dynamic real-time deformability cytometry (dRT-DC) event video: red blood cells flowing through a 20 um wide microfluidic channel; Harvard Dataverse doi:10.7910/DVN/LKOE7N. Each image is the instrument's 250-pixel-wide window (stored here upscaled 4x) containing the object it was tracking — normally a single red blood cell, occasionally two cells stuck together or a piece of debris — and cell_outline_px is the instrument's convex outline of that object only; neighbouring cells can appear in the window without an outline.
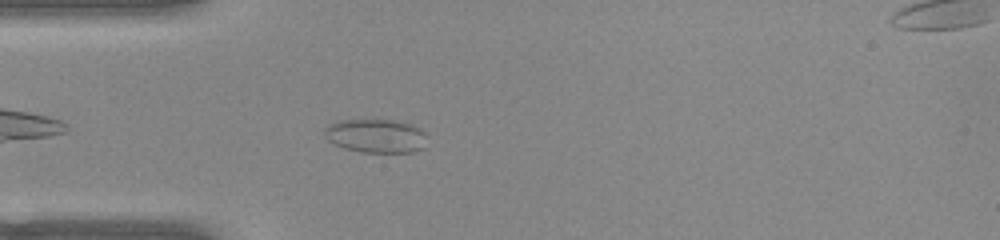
{"species": "common noctule bat (a hibernating species)", "species_latin": "Nyctalus noctula", "temperature_condition": "warm", "stored_images_in_passage": 41, "camera_frame_rate_fps": 3000, "um_per_image_px": 0.085, "animal": {"sex": "female", "body_mass_g": 22.0, "forearm_length_mm": 56.7}, "frame": {"image": 1, "passage_image": 4, "time_ms": 1.0, "image_size_px": [1000, 240], "cell_outline_px": [[428, 136], [424, 148], [412, 152], [360, 152], [344, 148], [328, 140], [324, 136], [324, 128], [328, 124], [336, 120], [392, 120], [412, 124], [424, 132]], "centroid_in_image_um": [31.95, 11.55], "position_along_channel_um": 53.0, "area_um2": 20.35}}
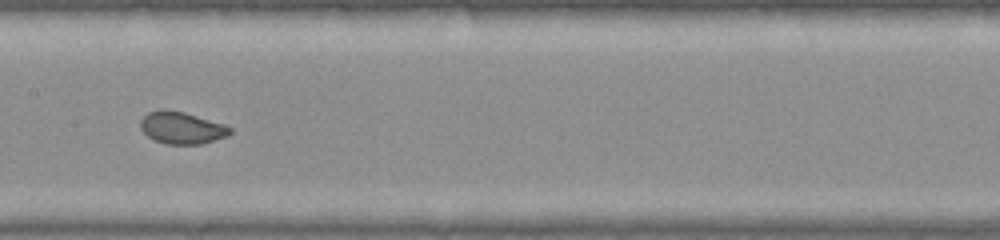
{"frame": {"image": 2, "passage_image": 15, "time_ms": 4.667, "image_size_px": [1000, 240], "cell_outline_px": [[232, 132], [228, 136], [200, 144], [168, 144], [156, 140], [148, 136], [140, 128], [140, 120], [148, 112], [160, 108], [164, 108], [184, 112], [224, 124], [232, 128]], "centroid_in_image_um": [15.44, 10.85], "position_along_channel_um": 192.0, "area_um2": 16.76}}
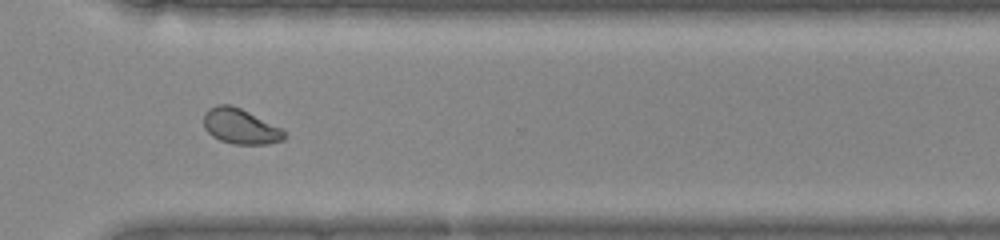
{"frame": {"image": 3, "passage_image": 27, "time_ms": 8.667, "image_size_px": [1000, 240], "cell_outline_px": [[284, 140], [268, 144], [232, 144], [220, 140], [212, 136], [204, 128], [204, 112], [208, 108], [216, 104], [228, 104], [240, 108], [284, 128]], "centroid_in_image_um": [20.43, 10.73], "position_along_channel_um": 350.2, "area_um2": 16.76}}